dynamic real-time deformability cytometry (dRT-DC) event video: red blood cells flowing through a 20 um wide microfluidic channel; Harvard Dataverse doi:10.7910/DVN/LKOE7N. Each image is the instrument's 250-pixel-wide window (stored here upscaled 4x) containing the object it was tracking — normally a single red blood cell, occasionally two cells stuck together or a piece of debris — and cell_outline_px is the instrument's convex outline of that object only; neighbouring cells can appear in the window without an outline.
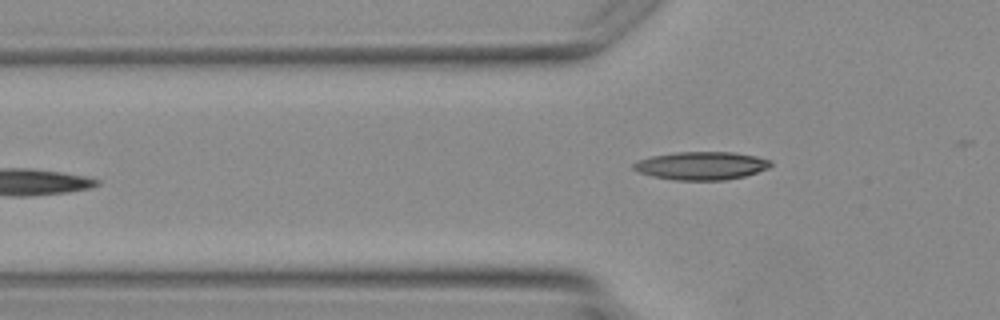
{"species": "Egyptian fruit bat (a non-hibernating species)", "species_latin": "Rousettus aegyptiacus", "temperature_condition": "warm", "stored_images_in_passage": 3, "camera_frame_rate_fps": 3000, "um_per_image_px": 0.085, "animal": {"sex": "female"}, "frame": {"image": 1, "passage_image": 3, "time_ms": 2.333, "image_size_px": [1000, 320], "cell_outline_px": [[772, 164], [768, 168], [744, 176], [724, 180], [676, 180], [652, 176], [640, 172], [632, 168], [632, 164], [636, 160], [652, 156], [676, 152], [736, 152], [756, 156], [772, 160]], "centroid_in_image_um": [59.61, 14.07], "position_along_channel_um": 66.2, "area_um2": 22.48}}